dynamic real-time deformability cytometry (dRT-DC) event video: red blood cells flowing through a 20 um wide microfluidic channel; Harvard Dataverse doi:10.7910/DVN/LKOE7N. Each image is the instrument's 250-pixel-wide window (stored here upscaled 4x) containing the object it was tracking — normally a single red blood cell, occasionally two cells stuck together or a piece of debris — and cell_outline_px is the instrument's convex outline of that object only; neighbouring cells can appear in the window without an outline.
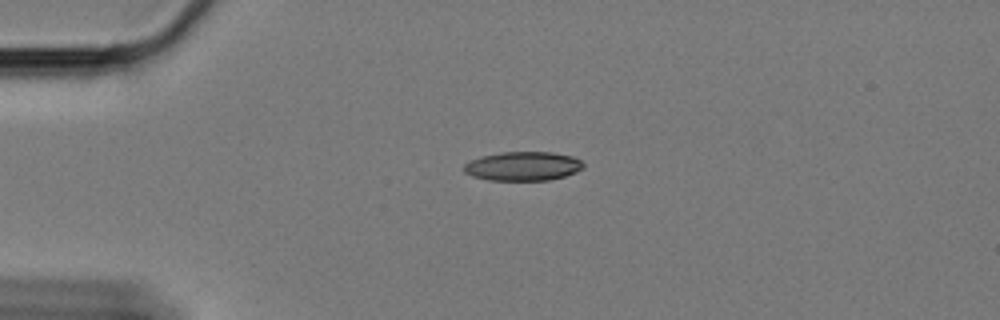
{"species": "Egyptian fruit bat (a non-hibernating species)", "species_latin": "Rousettus aegyptiacus", "temperature_condition": "cold", "stored_images_in_passage": 38, "camera_frame_rate_fps": 3000, "um_per_image_px": 0.085, "animal": {"sex": "female"}, "frame": {"image": 1, "passage_image": 1, "time_ms": 0.0, "image_size_px": [1000, 320], "cell_outline_px": [[584, 168], [576, 172], [564, 176], [548, 180], [488, 180], [472, 176], [464, 172], [464, 164], [480, 156], [500, 152], [552, 152], [572, 156], [580, 160], [584, 164]], "centroid_in_image_um": [44.45, 14.12], "position_along_channel_um": 40.5, "area_um2": 20.23}}
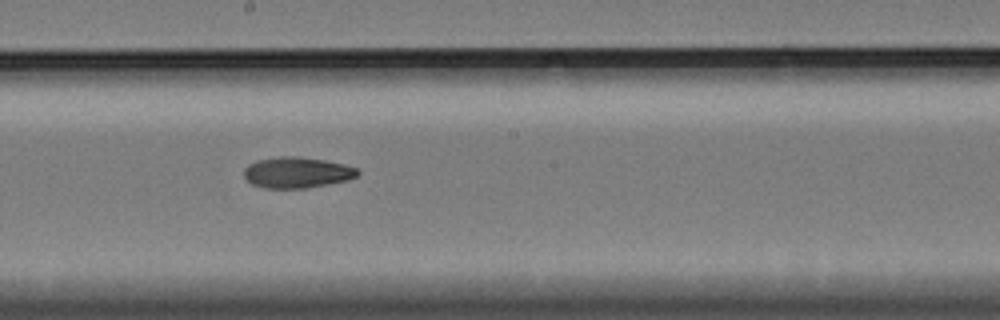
{"frame": {"image": 2, "passage_image": 20, "time_ms": 6.333, "image_size_px": [1000, 320], "cell_outline_px": [[360, 172], [356, 176], [348, 180], [304, 188], [264, 188], [252, 184], [244, 176], [244, 168], [248, 164], [256, 160], [280, 156], [296, 156], [324, 160], [344, 164], [356, 168]], "centroid_in_image_um": [25.21, 14.65], "position_along_channel_um": 223.0, "area_um2": 20.4}}
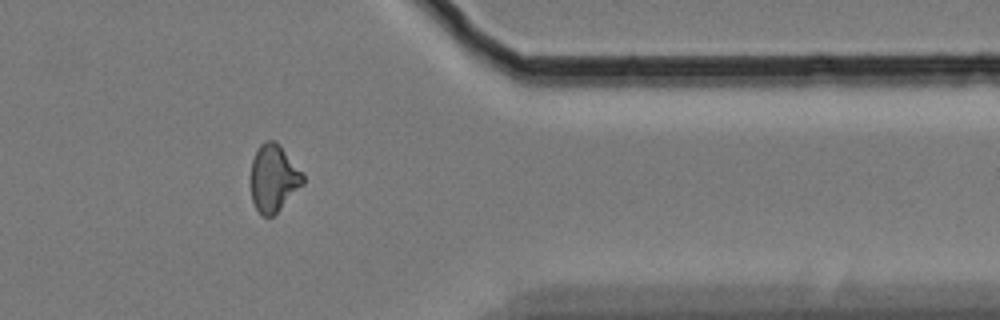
{"frame": {"image": 3, "passage_image": 36, "time_ms": 11.667, "image_size_px": [1000, 320], "cell_outline_px": [[304, 184], [272, 216], [264, 216], [256, 208], [252, 200], [252, 160], [260, 144], [264, 140], [276, 140], [280, 144], [304, 176]], "centroid_in_image_um": [23.26, 15.11], "position_along_channel_um": 388.1, "area_um2": 20.0}, "authors_computed_cell_mechanics": {"area_um2": 20.4323, "velocity_mm_per_s": 3.3421, "shape_relaxation_time_tau1_ms": 9.0947, "shape_relaxation_time_tau2_ms": 6.3532, "deformation_change_tau1": 0.1791, "deformation_change_tau2": 0.1165}}